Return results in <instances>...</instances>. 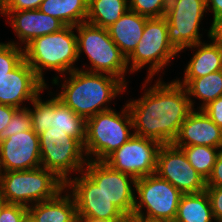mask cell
I'll list each match as a JSON object with an SVG mask.
<instances>
[{
    "mask_svg": "<svg viewBox=\"0 0 222 222\" xmlns=\"http://www.w3.org/2000/svg\"><path fill=\"white\" fill-rule=\"evenodd\" d=\"M156 82L142 98L127 103L134 135L156 140L161 145L172 144L180 126L194 109L186 88L176 80Z\"/></svg>",
    "mask_w": 222,
    "mask_h": 222,
    "instance_id": "cell-1",
    "label": "cell"
},
{
    "mask_svg": "<svg viewBox=\"0 0 222 222\" xmlns=\"http://www.w3.org/2000/svg\"><path fill=\"white\" fill-rule=\"evenodd\" d=\"M56 97L85 120L99 112L110 110L108 102L127 86L115 76L76 69L69 73Z\"/></svg>",
    "mask_w": 222,
    "mask_h": 222,
    "instance_id": "cell-2",
    "label": "cell"
},
{
    "mask_svg": "<svg viewBox=\"0 0 222 222\" xmlns=\"http://www.w3.org/2000/svg\"><path fill=\"white\" fill-rule=\"evenodd\" d=\"M74 29L75 26H65L59 32L37 37L24 46V60L45 85L43 70H55L63 76L79 69L73 65L79 59Z\"/></svg>",
    "mask_w": 222,
    "mask_h": 222,
    "instance_id": "cell-3",
    "label": "cell"
},
{
    "mask_svg": "<svg viewBox=\"0 0 222 222\" xmlns=\"http://www.w3.org/2000/svg\"><path fill=\"white\" fill-rule=\"evenodd\" d=\"M129 129L134 128L127 104L120 114L114 109H110L86 119L84 142L86 158L93 161H104L134 136ZM90 155H93L95 159Z\"/></svg>",
    "mask_w": 222,
    "mask_h": 222,
    "instance_id": "cell-4",
    "label": "cell"
},
{
    "mask_svg": "<svg viewBox=\"0 0 222 222\" xmlns=\"http://www.w3.org/2000/svg\"><path fill=\"white\" fill-rule=\"evenodd\" d=\"M0 187L8 204L29 207L54 198L65 188V182L53 171L39 167L0 172Z\"/></svg>",
    "mask_w": 222,
    "mask_h": 222,
    "instance_id": "cell-5",
    "label": "cell"
},
{
    "mask_svg": "<svg viewBox=\"0 0 222 222\" xmlns=\"http://www.w3.org/2000/svg\"><path fill=\"white\" fill-rule=\"evenodd\" d=\"M77 29L78 57L85 52L91 63L87 72L105 73L120 79L126 86L127 58L112 41L107 28L87 22L75 26Z\"/></svg>",
    "mask_w": 222,
    "mask_h": 222,
    "instance_id": "cell-6",
    "label": "cell"
},
{
    "mask_svg": "<svg viewBox=\"0 0 222 222\" xmlns=\"http://www.w3.org/2000/svg\"><path fill=\"white\" fill-rule=\"evenodd\" d=\"M134 188L139 199L135 198L132 218L148 222H174L183 195L176 187L154 173L137 179ZM144 208L146 213L142 210Z\"/></svg>",
    "mask_w": 222,
    "mask_h": 222,
    "instance_id": "cell-7",
    "label": "cell"
},
{
    "mask_svg": "<svg viewBox=\"0 0 222 222\" xmlns=\"http://www.w3.org/2000/svg\"><path fill=\"white\" fill-rule=\"evenodd\" d=\"M179 52L171 45L168 39L167 19L164 17L147 18L145 28L136 49L127 58V66L130 73L140 70L149 64L146 83L162 68L169 64L170 60L179 55Z\"/></svg>",
    "mask_w": 222,
    "mask_h": 222,
    "instance_id": "cell-8",
    "label": "cell"
},
{
    "mask_svg": "<svg viewBox=\"0 0 222 222\" xmlns=\"http://www.w3.org/2000/svg\"><path fill=\"white\" fill-rule=\"evenodd\" d=\"M41 167L53 171L65 183L71 172H83L88 159L84 145L63 130H46L39 135ZM69 175V177H68Z\"/></svg>",
    "mask_w": 222,
    "mask_h": 222,
    "instance_id": "cell-9",
    "label": "cell"
},
{
    "mask_svg": "<svg viewBox=\"0 0 222 222\" xmlns=\"http://www.w3.org/2000/svg\"><path fill=\"white\" fill-rule=\"evenodd\" d=\"M204 12L206 0H169L165 15L168 39L178 52L201 42L199 26Z\"/></svg>",
    "mask_w": 222,
    "mask_h": 222,
    "instance_id": "cell-10",
    "label": "cell"
},
{
    "mask_svg": "<svg viewBox=\"0 0 222 222\" xmlns=\"http://www.w3.org/2000/svg\"><path fill=\"white\" fill-rule=\"evenodd\" d=\"M160 146L156 140L134 135L104 162L137 180L155 173Z\"/></svg>",
    "mask_w": 222,
    "mask_h": 222,
    "instance_id": "cell-11",
    "label": "cell"
},
{
    "mask_svg": "<svg viewBox=\"0 0 222 222\" xmlns=\"http://www.w3.org/2000/svg\"><path fill=\"white\" fill-rule=\"evenodd\" d=\"M83 172L103 191L112 203L128 218L133 216L136 180L113 169L104 161L88 160ZM132 184V185H131Z\"/></svg>",
    "mask_w": 222,
    "mask_h": 222,
    "instance_id": "cell-12",
    "label": "cell"
},
{
    "mask_svg": "<svg viewBox=\"0 0 222 222\" xmlns=\"http://www.w3.org/2000/svg\"><path fill=\"white\" fill-rule=\"evenodd\" d=\"M155 173L176 187L182 194L206 190V180L192 167L181 148L161 145Z\"/></svg>",
    "mask_w": 222,
    "mask_h": 222,
    "instance_id": "cell-13",
    "label": "cell"
},
{
    "mask_svg": "<svg viewBox=\"0 0 222 222\" xmlns=\"http://www.w3.org/2000/svg\"><path fill=\"white\" fill-rule=\"evenodd\" d=\"M69 178L65 188L72 191L76 202L77 217H91L105 221H128L103 191L84 173Z\"/></svg>",
    "mask_w": 222,
    "mask_h": 222,
    "instance_id": "cell-14",
    "label": "cell"
},
{
    "mask_svg": "<svg viewBox=\"0 0 222 222\" xmlns=\"http://www.w3.org/2000/svg\"><path fill=\"white\" fill-rule=\"evenodd\" d=\"M41 167L39 135L33 129L0 141V172Z\"/></svg>",
    "mask_w": 222,
    "mask_h": 222,
    "instance_id": "cell-15",
    "label": "cell"
},
{
    "mask_svg": "<svg viewBox=\"0 0 222 222\" xmlns=\"http://www.w3.org/2000/svg\"><path fill=\"white\" fill-rule=\"evenodd\" d=\"M47 86L23 60L13 71L0 79V104L21 107L23 101L32 102Z\"/></svg>",
    "mask_w": 222,
    "mask_h": 222,
    "instance_id": "cell-16",
    "label": "cell"
},
{
    "mask_svg": "<svg viewBox=\"0 0 222 222\" xmlns=\"http://www.w3.org/2000/svg\"><path fill=\"white\" fill-rule=\"evenodd\" d=\"M176 147L205 145L222 150V129L202 110H193L172 143Z\"/></svg>",
    "mask_w": 222,
    "mask_h": 222,
    "instance_id": "cell-17",
    "label": "cell"
},
{
    "mask_svg": "<svg viewBox=\"0 0 222 222\" xmlns=\"http://www.w3.org/2000/svg\"><path fill=\"white\" fill-rule=\"evenodd\" d=\"M11 22L21 44H29L43 35L59 32L65 25L55 17L36 10L0 11Z\"/></svg>",
    "mask_w": 222,
    "mask_h": 222,
    "instance_id": "cell-18",
    "label": "cell"
},
{
    "mask_svg": "<svg viewBox=\"0 0 222 222\" xmlns=\"http://www.w3.org/2000/svg\"><path fill=\"white\" fill-rule=\"evenodd\" d=\"M146 20L147 17L128 10L107 28L112 41L126 58L136 49L142 37Z\"/></svg>",
    "mask_w": 222,
    "mask_h": 222,
    "instance_id": "cell-19",
    "label": "cell"
},
{
    "mask_svg": "<svg viewBox=\"0 0 222 222\" xmlns=\"http://www.w3.org/2000/svg\"><path fill=\"white\" fill-rule=\"evenodd\" d=\"M66 188L54 198L28 207V213L36 222H77L76 202L72 194H65Z\"/></svg>",
    "mask_w": 222,
    "mask_h": 222,
    "instance_id": "cell-20",
    "label": "cell"
},
{
    "mask_svg": "<svg viewBox=\"0 0 222 222\" xmlns=\"http://www.w3.org/2000/svg\"><path fill=\"white\" fill-rule=\"evenodd\" d=\"M197 48L184 71V78H200L222 70V45L211 40L188 48Z\"/></svg>",
    "mask_w": 222,
    "mask_h": 222,
    "instance_id": "cell-21",
    "label": "cell"
},
{
    "mask_svg": "<svg viewBox=\"0 0 222 222\" xmlns=\"http://www.w3.org/2000/svg\"><path fill=\"white\" fill-rule=\"evenodd\" d=\"M39 10L57 18L65 26H77L86 22L88 0H44Z\"/></svg>",
    "mask_w": 222,
    "mask_h": 222,
    "instance_id": "cell-22",
    "label": "cell"
},
{
    "mask_svg": "<svg viewBox=\"0 0 222 222\" xmlns=\"http://www.w3.org/2000/svg\"><path fill=\"white\" fill-rule=\"evenodd\" d=\"M176 81L186 88L193 109L194 102L191 96L203 101L199 110L218 97H222V70L200 78H183L182 81L179 79Z\"/></svg>",
    "mask_w": 222,
    "mask_h": 222,
    "instance_id": "cell-23",
    "label": "cell"
},
{
    "mask_svg": "<svg viewBox=\"0 0 222 222\" xmlns=\"http://www.w3.org/2000/svg\"><path fill=\"white\" fill-rule=\"evenodd\" d=\"M86 120L64 105L55 95L52 98V115L49 130H63L69 136L85 142Z\"/></svg>",
    "mask_w": 222,
    "mask_h": 222,
    "instance_id": "cell-24",
    "label": "cell"
},
{
    "mask_svg": "<svg viewBox=\"0 0 222 222\" xmlns=\"http://www.w3.org/2000/svg\"><path fill=\"white\" fill-rule=\"evenodd\" d=\"M214 220L206 191L183 194L174 222H212Z\"/></svg>",
    "mask_w": 222,
    "mask_h": 222,
    "instance_id": "cell-25",
    "label": "cell"
},
{
    "mask_svg": "<svg viewBox=\"0 0 222 222\" xmlns=\"http://www.w3.org/2000/svg\"><path fill=\"white\" fill-rule=\"evenodd\" d=\"M129 10L128 0H88L86 22L108 28Z\"/></svg>",
    "mask_w": 222,
    "mask_h": 222,
    "instance_id": "cell-26",
    "label": "cell"
},
{
    "mask_svg": "<svg viewBox=\"0 0 222 222\" xmlns=\"http://www.w3.org/2000/svg\"><path fill=\"white\" fill-rule=\"evenodd\" d=\"M185 153L188 162L193 168L207 180L212 172L218 157L220 148L205 145L178 147Z\"/></svg>",
    "mask_w": 222,
    "mask_h": 222,
    "instance_id": "cell-27",
    "label": "cell"
},
{
    "mask_svg": "<svg viewBox=\"0 0 222 222\" xmlns=\"http://www.w3.org/2000/svg\"><path fill=\"white\" fill-rule=\"evenodd\" d=\"M40 94L31 102L33 110L29 109L31 114V123L33 132L40 135L42 132L50 129L52 115V97L49 100L42 101Z\"/></svg>",
    "mask_w": 222,
    "mask_h": 222,
    "instance_id": "cell-28",
    "label": "cell"
},
{
    "mask_svg": "<svg viewBox=\"0 0 222 222\" xmlns=\"http://www.w3.org/2000/svg\"><path fill=\"white\" fill-rule=\"evenodd\" d=\"M19 43H0V79L13 71L24 60V49Z\"/></svg>",
    "mask_w": 222,
    "mask_h": 222,
    "instance_id": "cell-29",
    "label": "cell"
},
{
    "mask_svg": "<svg viewBox=\"0 0 222 222\" xmlns=\"http://www.w3.org/2000/svg\"><path fill=\"white\" fill-rule=\"evenodd\" d=\"M129 10L147 18L166 15L169 0H128Z\"/></svg>",
    "mask_w": 222,
    "mask_h": 222,
    "instance_id": "cell-30",
    "label": "cell"
},
{
    "mask_svg": "<svg viewBox=\"0 0 222 222\" xmlns=\"http://www.w3.org/2000/svg\"><path fill=\"white\" fill-rule=\"evenodd\" d=\"M31 129V114L28 110V107L17 109L14 112L7 127L2 132H0V141L17 133Z\"/></svg>",
    "mask_w": 222,
    "mask_h": 222,
    "instance_id": "cell-31",
    "label": "cell"
},
{
    "mask_svg": "<svg viewBox=\"0 0 222 222\" xmlns=\"http://www.w3.org/2000/svg\"><path fill=\"white\" fill-rule=\"evenodd\" d=\"M44 0H0V11H22L39 9Z\"/></svg>",
    "mask_w": 222,
    "mask_h": 222,
    "instance_id": "cell-32",
    "label": "cell"
},
{
    "mask_svg": "<svg viewBox=\"0 0 222 222\" xmlns=\"http://www.w3.org/2000/svg\"><path fill=\"white\" fill-rule=\"evenodd\" d=\"M27 214L28 207L20 204H7L0 214V222H22Z\"/></svg>",
    "mask_w": 222,
    "mask_h": 222,
    "instance_id": "cell-33",
    "label": "cell"
},
{
    "mask_svg": "<svg viewBox=\"0 0 222 222\" xmlns=\"http://www.w3.org/2000/svg\"><path fill=\"white\" fill-rule=\"evenodd\" d=\"M209 196L214 222H222V186H206Z\"/></svg>",
    "mask_w": 222,
    "mask_h": 222,
    "instance_id": "cell-34",
    "label": "cell"
},
{
    "mask_svg": "<svg viewBox=\"0 0 222 222\" xmlns=\"http://www.w3.org/2000/svg\"><path fill=\"white\" fill-rule=\"evenodd\" d=\"M202 111L222 129V97L210 102Z\"/></svg>",
    "mask_w": 222,
    "mask_h": 222,
    "instance_id": "cell-35",
    "label": "cell"
},
{
    "mask_svg": "<svg viewBox=\"0 0 222 222\" xmlns=\"http://www.w3.org/2000/svg\"><path fill=\"white\" fill-rule=\"evenodd\" d=\"M206 186H222V150L219 152L212 172L206 180Z\"/></svg>",
    "mask_w": 222,
    "mask_h": 222,
    "instance_id": "cell-36",
    "label": "cell"
},
{
    "mask_svg": "<svg viewBox=\"0 0 222 222\" xmlns=\"http://www.w3.org/2000/svg\"><path fill=\"white\" fill-rule=\"evenodd\" d=\"M211 27L208 30L209 38L222 45V16L213 18Z\"/></svg>",
    "mask_w": 222,
    "mask_h": 222,
    "instance_id": "cell-37",
    "label": "cell"
},
{
    "mask_svg": "<svg viewBox=\"0 0 222 222\" xmlns=\"http://www.w3.org/2000/svg\"><path fill=\"white\" fill-rule=\"evenodd\" d=\"M16 110L15 107L0 104V132L7 127Z\"/></svg>",
    "mask_w": 222,
    "mask_h": 222,
    "instance_id": "cell-38",
    "label": "cell"
},
{
    "mask_svg": "<svg viewBox=\"0 0 222 222\" xmlns=\"http://www.w3.org/2000/svg\"><path fill=\"white\" fill-rule=\"evenodd\" d=\"M207 10L213 11V17L222 16V0H206Z\"/></svg>",
    "mask_w": 222,
    "mask_h": 222,
    "instance_id": "cell-39",
    "label": "cell"
},
{
    "mask_svg": "<svg viewBox=\"0 0 222 222\" xmlns=\"http://www.w3.org/2000/svg\"><path fill=\"white\" fill-rule=\"evenodd\" d=\"M77 222H128V221H105V220L94 219L91 217H77Z\"/></svg>",
    "mask_w": 222,
    "mask_h": 222,
    "instance_id": "cell-40",
    "label": "cell"
},
{
    "mask_svg": "<svg viewBox=\"0 0 222 222\" xmlns=\"http://www.w3.org/2000/svg\"><path fill=\"white\" fill-rule=\"evenodd\" d=\"M8 204V202L6 201L3 192H2V188L0 187V214L3 210V208Z\"/></svg>",
    "mask_w": 222,
    "mask_h": 222,
    "instance_id": "cell-41",
    "label": "cell"
},
{
    "mask_svg": "<svg viewBox=\"0 0 222 222\" xmlns=\"http://www.w3.org/2000/svg\"><path fill=\"white\" fill-rule=\"evenodd\" d=\"M22 222H36V220L28 213Z\"/></svg>",
    "mask_w": 222,
    "mask_h": 222,
    "instance_id": "cell-42",
    "label": "cell"
},
{
    "mask_svg": "<svg viewBox=\"0 0 222 222\" xmlns=\"http://www.w3.org/2000/svg\"><path fill=\"white\" fill-rule=\"evenodd\" d=\"M128 222H148V221H144L138 218H131V219H128Z\"/></svg>",
    "mask_w": 222,
    "mask_h": 222,
    "instance_id": "cell-43",
    "label": "cell"
}]
</instances>
